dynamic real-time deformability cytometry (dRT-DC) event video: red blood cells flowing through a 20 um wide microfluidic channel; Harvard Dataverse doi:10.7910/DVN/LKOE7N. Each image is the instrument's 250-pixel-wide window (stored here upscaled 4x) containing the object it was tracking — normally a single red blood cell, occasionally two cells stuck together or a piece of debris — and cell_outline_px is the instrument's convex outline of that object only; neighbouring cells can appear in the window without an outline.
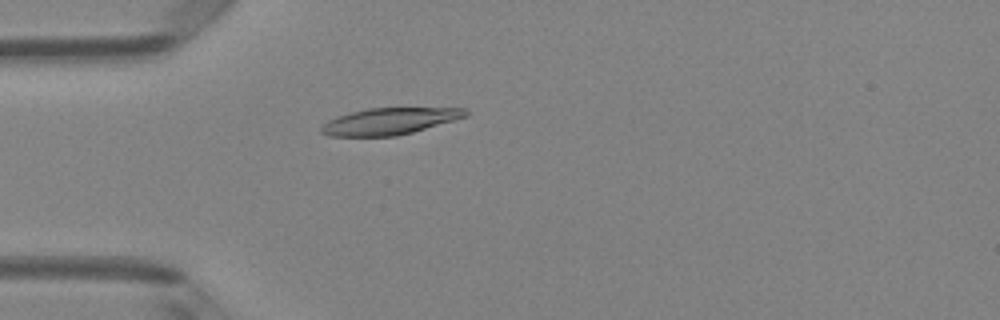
{"species": "Egyptian fruit bat (a non-hibernating species)", "species_latin": "Rousettus aegyptiacus", "temperature_condition": "room temperature", "stored_images_in_passage": 49, "camera_frame_rate_fps": 3000, "um_per_image_px": 0.085, "animal": {"sex": "female"}, "frame": {"image": 1, "passage_image": 14, "time_ms": 4.333, "image_size_px": [1000, 320], "cell_outline_px": [[468, 116], [412, 132], [396, 136], [328, 136], [320, 132], [320, 128], [328, 120], [336, 116], [368, 108], [464, 108], [468, 112]], "centroid_in_image_um": [33.08, 10.3], "position_along_channel_um": 51.9, "area_um2": 22.25}}
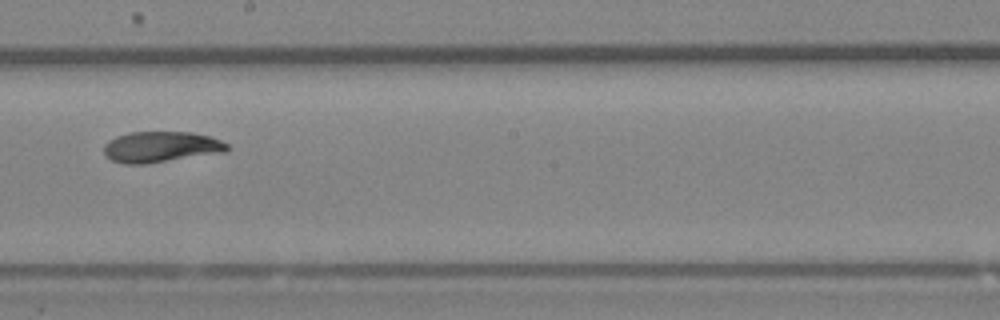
{"frame": {"image": 2, "passage_image": 28, "time_ms": 9.0, "image_size_px": [1000, 320], "cell_outline_px": [[228, 148], [224, 152], [144, 164], [124, 164], [112, 160], [104, 152], [104, 144], [108, 140], [116, 136], [132, 132], [192, 132], [212, 136], [228, 144]], "centroid_in_image_um": [13.67, 12.48], "position_along_channel_um": 234.5, "area_um2": 22.08}}
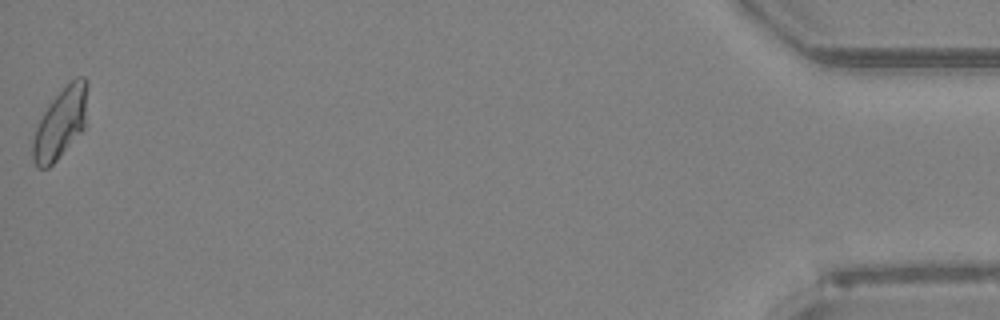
{"frame": {"image": 3, "passage_image": 49, "time_ms": 16.0, "image_size_px": [1000, 320], "cell_outline_px": [[88, 84], [84, 128], [56, 160], [48, 168], [36, 168], [32, 160], [32, 140], [36, 128], [48, 104], [76, 76], [84, 76], [88, 80]], "centroid_in_image_um": [5.13, 10.47], "position_along_channel_um": 430.1, "area_um2": 22.2}, "authors_computed_cell_mechanics": {"area_um2": 22.3108, "velocity_mm_per_s": 4.1303, "shape_relaxation_time_tau1_ms": 6.0297, "shape_relaxation_time_tau2_ms": null, "deformation_change_tau1": 0.1681, "deformation_change_tau2": null}}